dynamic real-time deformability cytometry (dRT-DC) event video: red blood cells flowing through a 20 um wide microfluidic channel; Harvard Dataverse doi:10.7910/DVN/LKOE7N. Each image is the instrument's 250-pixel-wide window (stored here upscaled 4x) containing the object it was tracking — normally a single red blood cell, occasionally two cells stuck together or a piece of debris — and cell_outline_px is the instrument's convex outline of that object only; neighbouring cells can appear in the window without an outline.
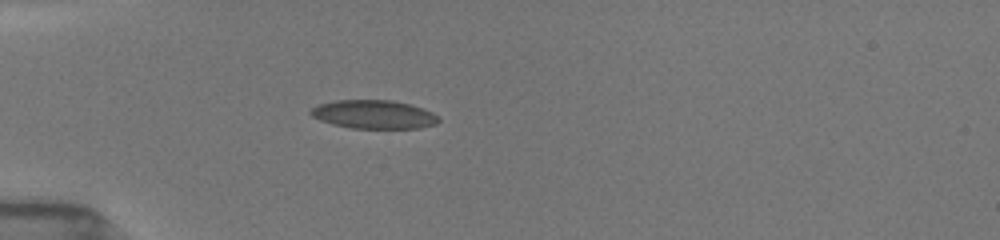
{"species": "common noctule bat (a hibernating species)", "species_latin": "Nyctalus noctula", "temperature_condition": "room temperature", "stored_images_in_passage": 7, "camera_frame_rate_fps": 3000, "um_per_image_px": 0.085, "animal": {"sex": "female", "body_mass_g": 19.5, "forearm_length_mm": 54.1}, "frame": {"image": 1, "passage_image": 6, "time_ms": 2.0, "image_size_px": [1000, 240], "cell_outline_px": [[440, 120], [436, 124], [416, 128], [352, 128], [332, 124], [320, 120], [312, 116], [308, 112], [312, 108], [320, 104], [336, 100], [392, 100], [424, 108], [432, 112]], "centroid_in_image_um": [31.76, 9.72], "position_along_channel_um": 53.2, "area_um2": 21.15}}